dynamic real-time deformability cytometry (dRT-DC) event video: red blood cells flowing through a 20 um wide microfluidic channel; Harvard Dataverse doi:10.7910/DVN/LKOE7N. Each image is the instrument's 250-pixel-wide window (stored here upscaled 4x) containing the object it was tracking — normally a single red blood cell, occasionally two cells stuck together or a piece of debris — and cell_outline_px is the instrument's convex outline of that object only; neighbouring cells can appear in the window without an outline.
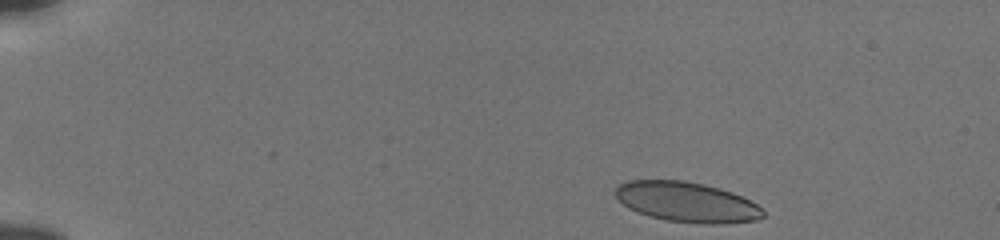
{"species": "human", "species_latin": "Homo sapiens", "temperature_condition": "cold", "stored_images_in_passage": 47, "camera_frame_rate_fps": 3000, "um_per_image_px": 0.085, "donor": {"sex": "male"}, "frame": {"image": 1, "passage_image": 1, "time_ms": 0.0, "image_size_px": [1000, 240], "cell_outline_px": [[764, 216], [756, 220], [720, 224], [708, 224], [668, 220], [652, 216], [628, 208], [616, 196], [616, 188], [620, 184], [628, 180], [684, 180], [704, 184], [720, 188], [732, 192], [756, 204], [764, 212]], "centroid_in_image_um": [58.39, 17.16], "position_along_channel_um": 26.6, "area_um2": 34.04}}
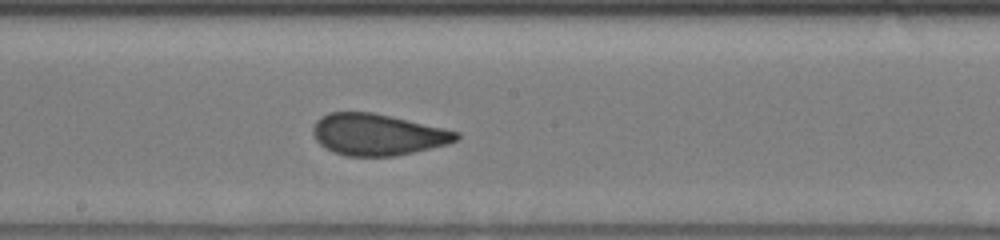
{"frame": {"image": 2, "passage_image": 24, "time_ms": 7.667, "image_size_px": [1000, 240], "cell_outline_px": [[460, 136], [456, 140], [448, 144], [412, 152], [392, 156], [348, 156], [336, 152], [320, 144], [316, 140], [312, 132], [312, 128], [316, 120], [320, 116], [328, 112], [372, 112], [444, 128], [460, 132]], "centroid_in_image_um": [32.07, 11.42], "position_along_channel_um": 216.1, "area_um2": 34.39}}
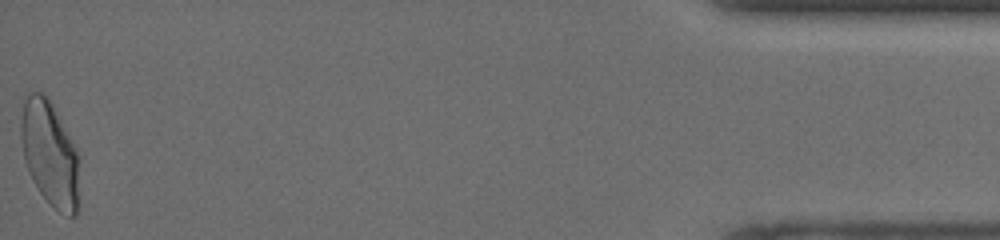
{"frame": {"image": 3, "passage_image": 47, "time_ms": 15.333, "image_size_px": [1000, 240], "cell_outline_px": [[76, 216], [68, 216], [60, 212], [40, 192], [32, 180], [24, 160], [20, 136], [20, 120], [24, 100], [28, 92], [44, 92], [48, 96], [76, 148]], "centroid_in_image_um": [4.16, 12.96], "position_along_channel_um": 431.0, "area_um2": 34.91}, "authors_computed_cell_mechanics": {"area_um2": 34.7956, "velocity_mm_per_s": 3.8416, "shape_relaxation_time_tau1_ms": 5.1859, "shape_relaxation_time_tau2_ms": 0.8286, "deformation_change_tau1": 0.1532, "deformation_change_tau2": 0.0587}}